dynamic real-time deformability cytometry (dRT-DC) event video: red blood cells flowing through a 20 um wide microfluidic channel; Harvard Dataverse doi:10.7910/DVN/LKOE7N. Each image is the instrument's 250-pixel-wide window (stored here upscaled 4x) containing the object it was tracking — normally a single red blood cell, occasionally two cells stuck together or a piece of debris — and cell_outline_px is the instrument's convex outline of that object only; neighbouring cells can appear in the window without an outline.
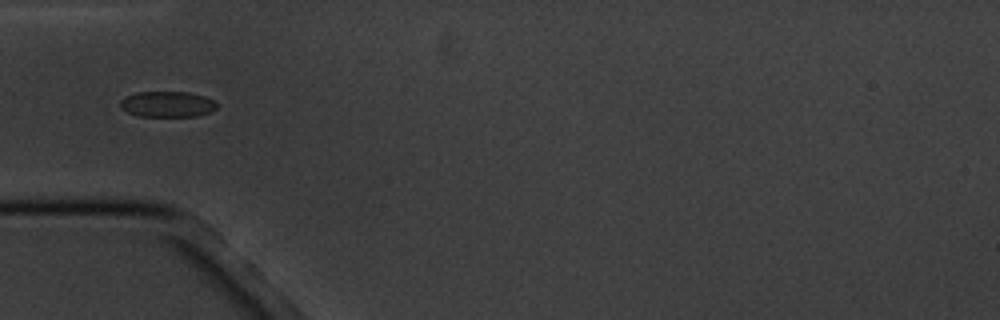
{"species": "common noctule bat (a hibernating species)", "species_latin": "Nyctalus noctula", "temperature_condition": "cold", "stored_images_in_passage": 12, "camera_frame_rate_fps": 3000, "um_per_image_px": 0.085, "animal": {"sex": "male", "body_mass_g": 20.1, "forearm_length_mm": 53.5}, "frame": {"image": 1, "passage_image": 6, "time_ms": 5.667, "image_size_px": [1000, 320], "cell_outline_px": [[220, 104], [216, 108], [208, 112], [196, 116], [140, 116], [128, 112], [120, 108], [120, 100], [124, 96], [136, 92], [188, 92], [204, 96]], "centroid_in_image_um": [14.2, 8.85], "position_along_channel_um": 70.8, "area_um2": 14.51}}
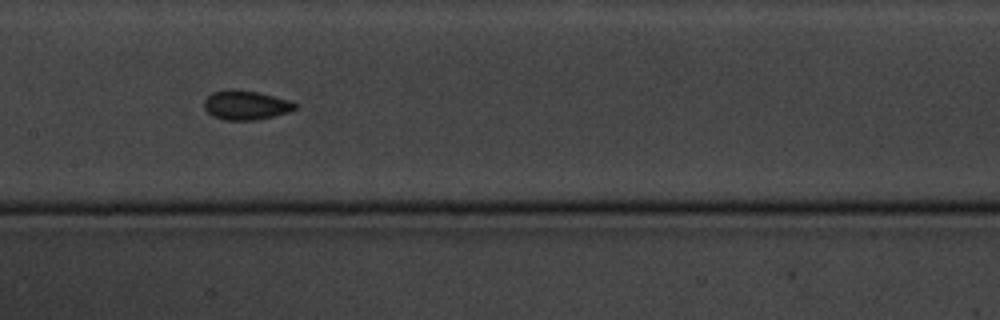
{"frame": {"image": 2, "passage_image": 9, "time_ms": 9.0, "image_size_px": [1000, 320], "cell_outline_px": [[300, 104], [296, 108], [288, 112], [276, 116], [256, 120], [224, 120], [212, 116], [204, 108], [204, 100], [212, 92], [232, 88], [256, 92], [288, 100]], "centroid_in_image_um": [20.89, 8.94], "position_along_channel_um": 186.5, "area_um2": 15.61}}
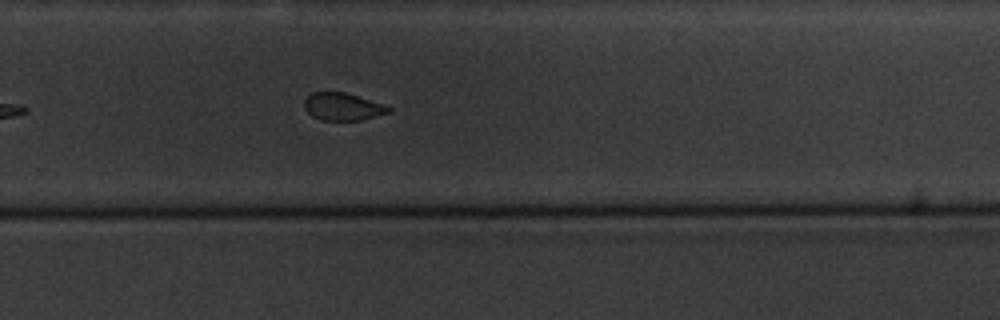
{"frame": {"image": 3, "passage_image": 12, "time_ms": 12.333, "image_size_px": [1000, 320], "cell_outline_px": [[392, 112], [360, 120], [320, 120], [312, 116], [304, 108], [304, 100], [312, 92], [344, 92], [392, 108]], "centroid_in_image_um": [29.09, 9.08], "position_along_channel_um": 300.7, "area_um2": 13.29}}